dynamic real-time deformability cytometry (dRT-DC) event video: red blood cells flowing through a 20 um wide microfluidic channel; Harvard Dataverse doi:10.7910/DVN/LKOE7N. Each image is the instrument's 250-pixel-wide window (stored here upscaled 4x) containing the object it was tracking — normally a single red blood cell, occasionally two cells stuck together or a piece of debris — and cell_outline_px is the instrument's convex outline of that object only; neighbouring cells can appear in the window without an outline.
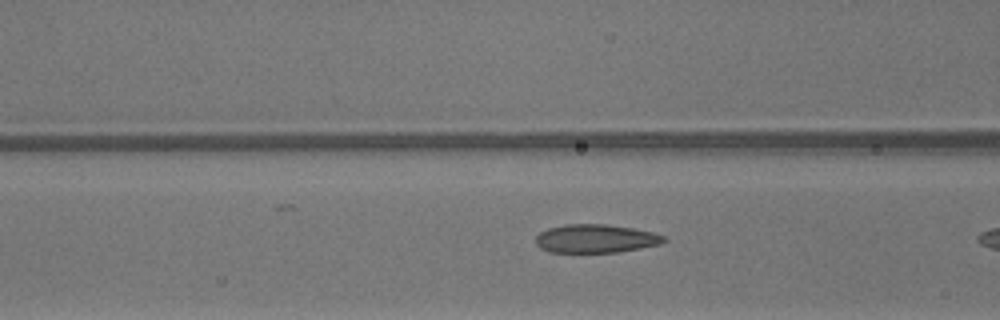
{"species": "common noctule bat (a hibernating species)", "species_latin": "Nyctalus noctula", "temperature_condition": "warm", "stored_images_in_passage": 7, "camera_frame_rate_fps": 3000, "um_per_image_px": 0.085, "animal": {"sex": "male", "body_mass_g": 13.3}, "frame": {"image": 1, "passage_image": 6, "time_ms": 1.667, "image_size_px": [1000, 320], "cell_outline_px": [[668, 240], [660, 244], [640, 248], [616, 252], [548, 252], [540, 248], [536, 244], [536, 236], [540, 232], [548, 228], [564, 224], [604, 224], [632, 228], [652, 232], [664, 236]], "centroid_in_image_um": [50.61, 20.28], "position_along_channel_um": 116.0, "area_um2": 21.21}}